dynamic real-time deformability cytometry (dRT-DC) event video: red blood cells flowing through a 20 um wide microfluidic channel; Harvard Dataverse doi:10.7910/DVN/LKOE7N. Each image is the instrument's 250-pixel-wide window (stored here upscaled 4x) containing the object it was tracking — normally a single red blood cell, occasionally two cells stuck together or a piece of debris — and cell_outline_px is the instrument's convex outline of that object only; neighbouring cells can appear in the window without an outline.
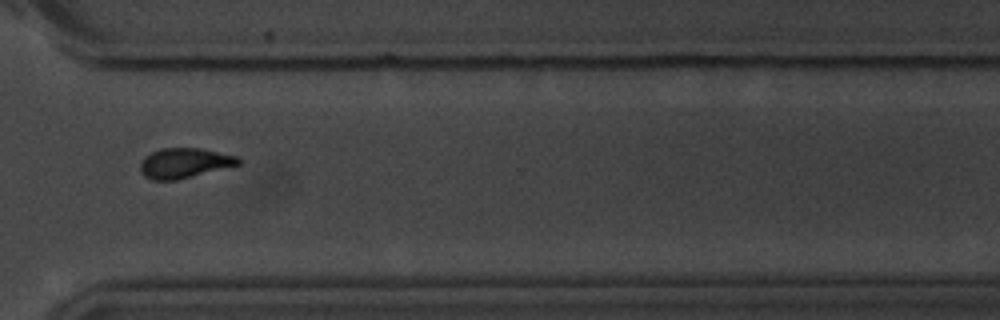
{"species": "common noctule bat (a hibernating species)", "species_latin": "Nyctalus noctula", "temperature_condition": "room temperature", "stored_images_in_passage": 16, "segment_of_instrument_passage": [2, 2], "camera_frame_rate_fps": 3000, "um_per_image_px": 0.085, "animal": {"sex": "male", "body_mass_g": 20.1, "forearm_length_mm": 53.5}, "frame": {"image": 1, "passage_image": 12, "time_ms": 13.333, "image_size_px": [1000, 320], "cell_outline_px": [[240, 164], [176, 180], [152, 180], [144, 176], [140, 172], [140, 164], [144, 156], [160, 148], [200, 148], [236, 156], [240, 160]], "centroid_in_image_um": [15.62, 13.86], "position_along_channel_um": 355.0, "area_um2": 16.99}}
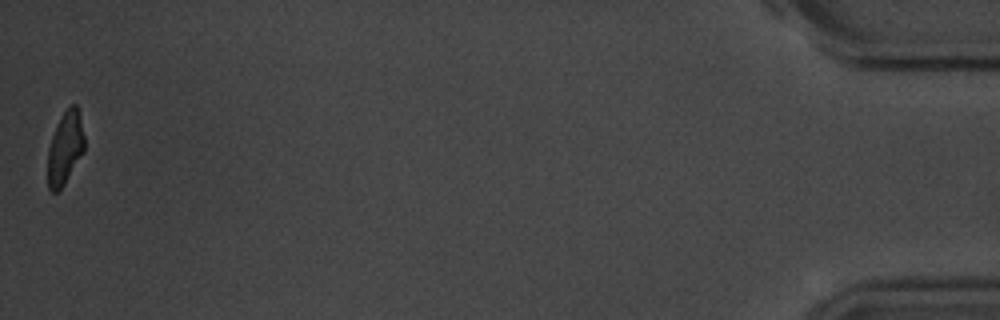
{"frame": {"image": 2, "passage_image": 16, "time_ms": 18.0, "image_size_px": [1000, 320], "cell_outline_px": [[84, 152], [64, 184], [56, 192], [52, 192], [48, 188], [48, 148], [52, 136], [60, 116], [72, 104], [76, 104], [80, 112], [84, 136]], "centroid_in_image_um": [5.54, 12.56], "position_along_channel_um": 429.7, "area_um2": 15.55}}